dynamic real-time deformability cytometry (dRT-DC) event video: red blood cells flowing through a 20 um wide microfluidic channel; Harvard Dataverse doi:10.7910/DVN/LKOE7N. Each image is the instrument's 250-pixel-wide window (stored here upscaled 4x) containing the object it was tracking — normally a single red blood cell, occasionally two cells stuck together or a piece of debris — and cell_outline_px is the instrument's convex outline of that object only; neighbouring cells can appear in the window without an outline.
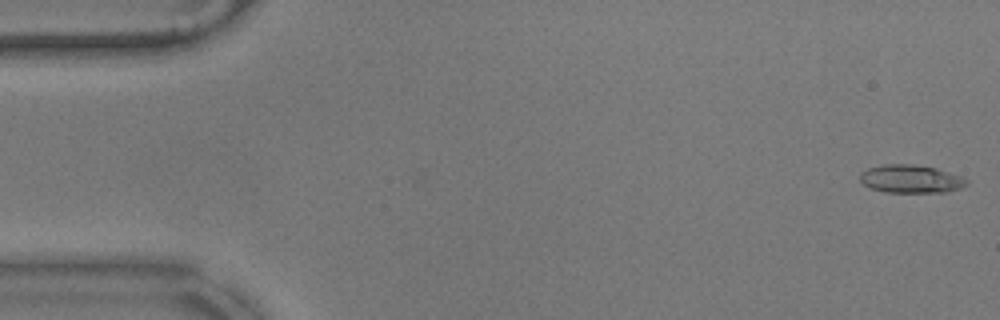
{"species": "common noctule bat (a hibernating species)", "species_latin": "Nyctalus noctula", "temperature_condition": "warm", "stored_images_in_passage": 56, "camera_frame_rate_fps": 3000, "um_per_image_px": 0.085, "animal": {"sex": "male", "body_mass_g": 17.9}, "frame": {"image": 1, "passage_image": 1, "time_ms": 0.0, "image_size_px": [1000, 320], "cell_outline_px": [[968, 184], [960, 188], [944, 192], [884, 192], [872, 188], [864, 184], [860, 180], [860, 172], [868, 168], [884, 164], [912, 164], [936, 168], [960, 176], [968, 180]], "centroid_in_image_um": [77.41, 15.2], "position_along_channel_um": 7.6, "area_um2": 17.34}}
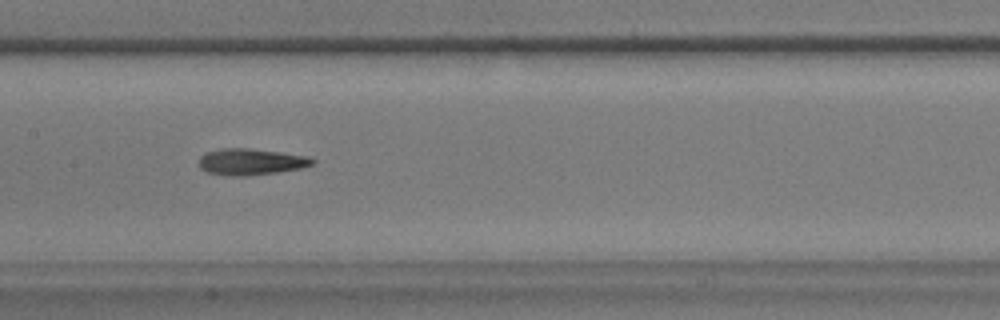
{"frame": {"image": 2, "passage_image": 27, "time_ms": 8.667, "image_size_px": [1000, 320], "cell_outline_px": [[316, 164], [300, 168], [280, 172], [244, 176], [232, 176], [208, 172], [200, 168], [200, 156], [208, 152], [224, 148], [248, 148], [280, 152], [308, 156], [316, 160]], "centroid_in_image_um": [21.38, 13.75], "position_along_channel_um": 186.0, "area_um2": 17.4}}
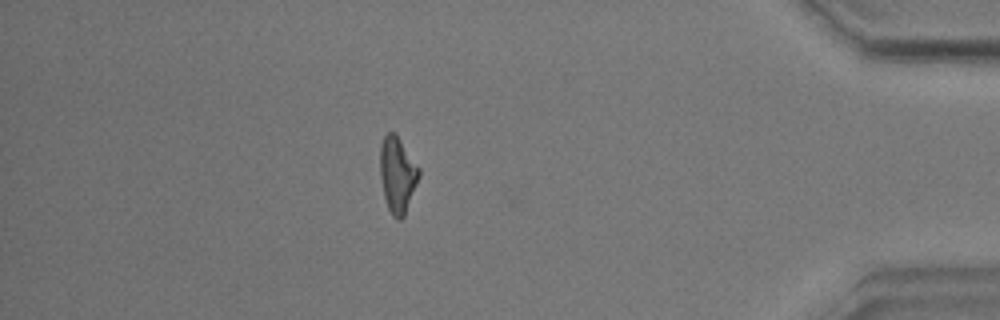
{"frame": {"image": 3, "passage_image": 49, "time_ms": 16.0, "image_size_px": [1000, 320], "cell_outline_px": [[420, 176], [404, 216], [400, 220], [396, 220], [392, 216], [388, 208], [384, 196], [380, 176], [380, 144], [384, 136], [388, 132], [396, 132], [420, 168]], "centroid_in_image_um": [33.79, 14.82], "position_along_channel_um": 401.4, "area_um2": 17.4}, "authors_computed_cell_mechanics": {"area_um2": 17.1377, "velocity_mm_per_s": 3.5477, "shape_relaxation_time_tau1_ms": null, "shape_relaxation_time_tau2_ms": 4.3515, "deformation_change_tau1": null, "deformation_change_tau2": 0.158}}